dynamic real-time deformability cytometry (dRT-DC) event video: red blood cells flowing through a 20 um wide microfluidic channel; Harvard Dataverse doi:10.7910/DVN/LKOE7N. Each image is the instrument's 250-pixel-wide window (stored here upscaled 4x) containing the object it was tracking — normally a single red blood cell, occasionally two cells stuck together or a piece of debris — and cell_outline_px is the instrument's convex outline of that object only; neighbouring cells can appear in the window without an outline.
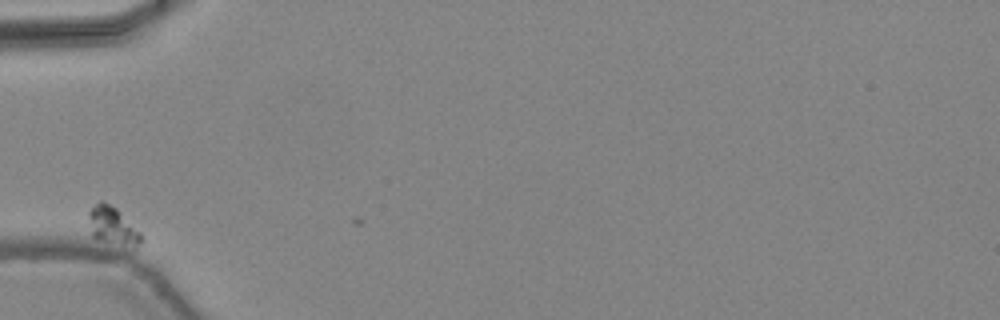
{"species": "common noctule bat (a hibernating species)", "species_latin": "Nyctalus noctula", "temperature_condition": "warm", "stored_images_in_passage": 31, "camera_frame_rate_fps": 3000, "um_per_image_px": 0.085, "animal": {"sex": "female", "body_mass_g": 24.6, "forearm_length_mm": 56.2}, "frame": {"image": 1, "passage_image": 2, "time_ms": 0.333, "image_size_px": [1000, 320], "cell_outline_px": [[144, 240], [136, 248], [124, 248], [92, 236], [88, 216], [88, 212], [100, 200], [104, 200], [116, 208], [144, 236]], "centroid_in_image_um": [9.63, 19.25], "position_along_channel_um": 75.4, "area_um2": 11.85}}
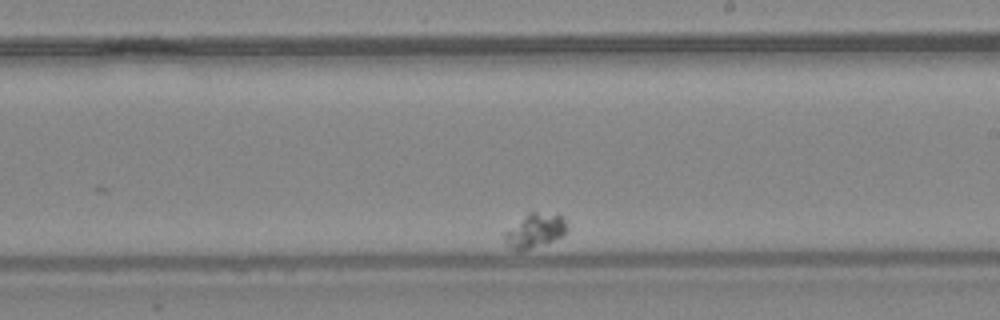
{"frame": {"image": 2, "passage_image": 19, "time_ms": 6.0, "image_size_px": [1000, 320], "cell_outline_px": [[568, 232], [544, 244], [516, 252], [504, 240], [504, 232], [532, 208], [560, 216], [564, 220], [568, 228]], "centroid_in_image_um": [45.46, 19.55], "position_along_channel_um": 243.5, "area_um2": 12.6}}
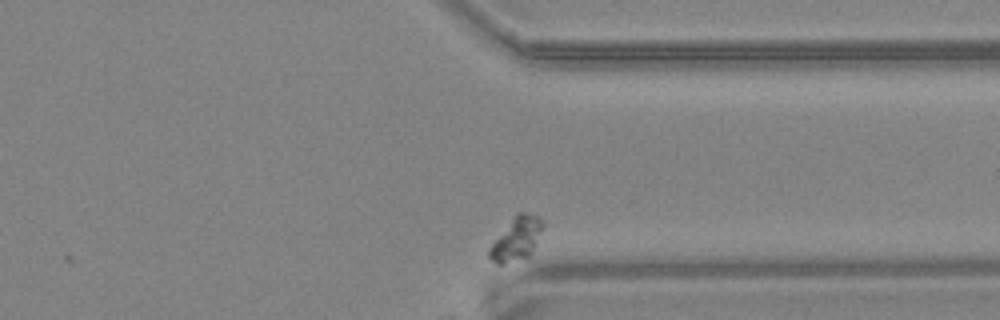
{"frame": {"image": 3, "passage_image": 31, "time_ms": 10.0, "image_size_px": [1000, 320], "cell_outline_px": [[544, 224], [532, 252], [528, 256], [500, 264], [496, 264], [488, 256], [488, 248], [516, 212], [524, 212], [536, 216]], "centroid_in_image_um": [43.87, 20.28], "position_along_channel_um": 367.5, "area_um2": 13.18}}